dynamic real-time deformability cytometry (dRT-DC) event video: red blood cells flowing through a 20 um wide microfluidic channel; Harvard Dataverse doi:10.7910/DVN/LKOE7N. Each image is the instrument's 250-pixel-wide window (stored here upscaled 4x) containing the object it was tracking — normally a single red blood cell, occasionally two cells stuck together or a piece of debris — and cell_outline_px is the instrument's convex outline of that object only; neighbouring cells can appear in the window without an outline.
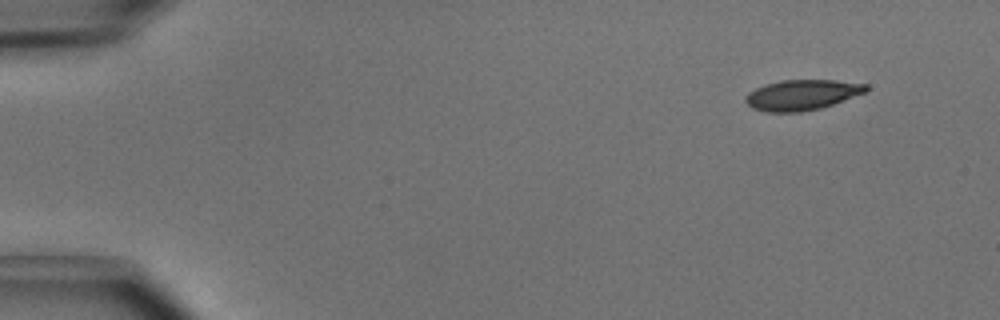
{"species": "common noctule bat (a hibernating species)", "species_latin": "Nyctalus noctula", "temperature_condition": "cold", "stored_images_in_passage": 4, "camera_frame_rate_fps": 3000, "um_per_image_px": 0.085, "animal": {"sex": "male", "body_mass_g": 15.6}, "frame": {"image": 1, "passage_image": 1, "time_ms": 0.0, "image_size_px": [1000, 320], "cell_outline_px": [[868, 92], [820, 108], [800, 112], [768, 112], [752, 108], [744, 100], [744, 96], [748, 92], [764, 84], [784, 80], [836, 80], [868, 84]], "centroid_in_image_um": [68.17, 8.06], "position_along_channel_um": 16.8, "area_um2": 21.44}}
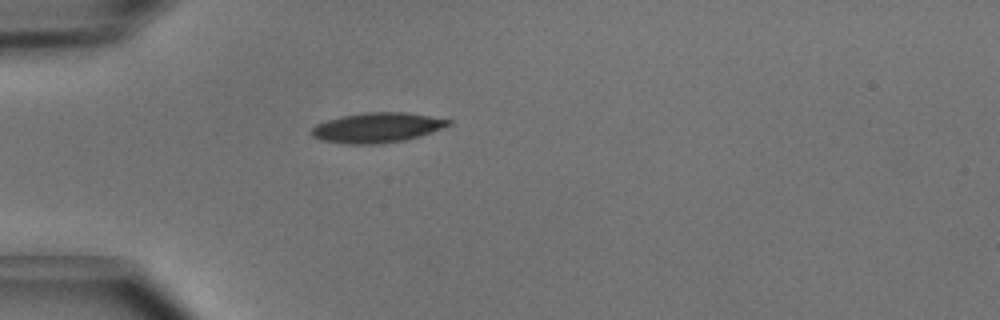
{"frame": {"image": 2, "passage_image": 4, "time_ms": 1.0, "image_size_px": [1000, 320], "cell_outline_px": [[452, 124], [432, 132], [420, 136], [404, 140], [380, 144], [348, 144], [320, 140], [312, 136], [308, 132], [316, 124], [340, 116], [364, 112], [408, 112], [452, 120]], "centroid_in_image_um": [32.04, 10.85], "position_along_channel_um": 53.0, "area_um2": 24.1}}